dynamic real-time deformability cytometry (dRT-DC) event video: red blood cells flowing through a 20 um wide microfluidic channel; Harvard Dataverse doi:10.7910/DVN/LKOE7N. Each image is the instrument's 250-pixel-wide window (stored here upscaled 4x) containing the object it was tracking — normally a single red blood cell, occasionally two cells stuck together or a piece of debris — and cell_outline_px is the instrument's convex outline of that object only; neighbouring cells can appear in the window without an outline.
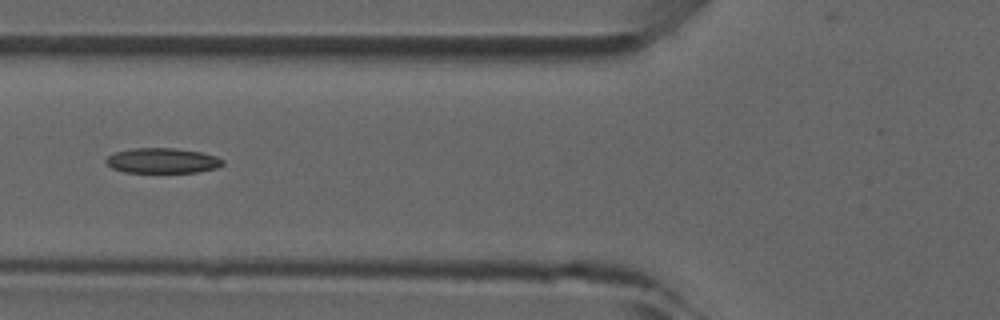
{"species": "common noctule bat (a hibernating species)", "species_latin": "Nyctalus noctula", "temperature_condition": "room temperature", "stored_images_in_passage": 6, "camera_frame_rate_fps": 3000, "um_per_image_px": 0.085, "animal": {"sex": "male", "forearm_length_mm": 52.5}, "frame": {"image": 1, "passage_image": 5, "time_ms": 5.667, "image_size_px": [1000, 320], "cell_outline_px": [[224, 164], [216, 168], [196, 172], [124, 172], [112, 168], [104, 164], [104, 160], [108, 156], [116, 152], [132, 148], [176, 148], [200, 152], [216, 156], [224, 160]], "centroid_in_image_um": [13.78, 13.65], "position_along_channel_um": 112.0, "area_um2": 17.17}}
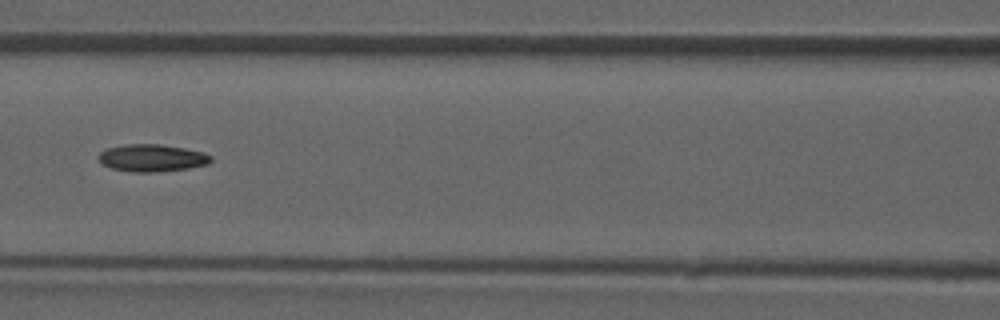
{"frame": {"image": 2, "passage_image": 6, "time_ms": 6.667, "image_size_px": [1000, 320], "cell_outline_px": [[212, 160], [208, 164], [188, 168], [156, 172], [132, 172], [112, 168], [104, 164], [96, 156], [100, 152], [108, 148], [124, 144], [160, 144], [184, 148], [200, 152], [212, 156]], "centroid_in_image_um": [12.9, 13.42], "position_along_channel_um": 153.7, "area_um2": 17.74}}